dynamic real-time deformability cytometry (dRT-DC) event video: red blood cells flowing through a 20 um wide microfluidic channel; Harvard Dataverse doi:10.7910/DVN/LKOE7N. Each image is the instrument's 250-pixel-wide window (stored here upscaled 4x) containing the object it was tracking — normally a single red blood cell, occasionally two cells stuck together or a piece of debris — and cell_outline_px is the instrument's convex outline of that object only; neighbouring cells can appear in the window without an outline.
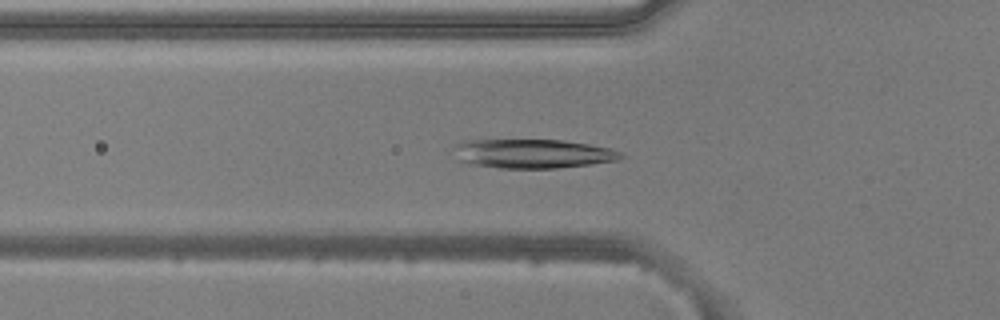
{"species": "common noctule bat (a hibernating species)", "species_latin": "Nyctalus noctula", "temperature_condition": "warm", "stored_images_in_passage": 51, "camera_frame_rate_fps": 3000, "um_per_image_px": 0.085, "animal": {"sex": "male", "body_mass_g": 20.5, "forearm_length_mm": 52.5}, "frame": {"image": 1, "passage_image": 16, "time_ms": 5.0, "image_size_px": [1000, 320], "cell_outline_px": [[624, 156], [620, 160], [592, 164], [556, 168], [500, 168], [468, 164], [460, 160], [456, 148], [456, 144], [464, 140], [480, 136], [564, 140], [588, 144], [608, 148], [620, 152]], "centroid_in_image_um": [45.19, 13.0], "position_along_channel_um": 80.6, "area_um2": 29.59}}
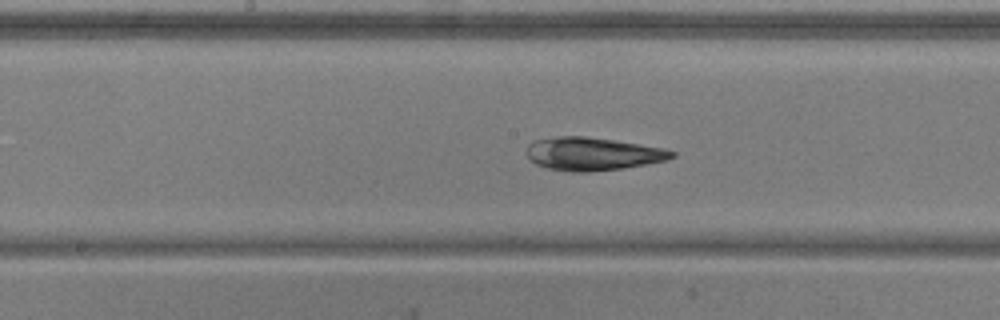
{"frame": {"image": 2, "passage_image": 25, "time_ms": 8.0, "image_size_px": [1000, 320], "cell_outline_px": [[676, 156], [668, 160], [648, 164], [624, 168], [588, 172], [572, 172], [548, 168], [536, 164], [524, 152], [524, 148], [532, 140], [556, 136], [584, 136], [612, 140], [664, 148], [676, 152]], "centroid_in_image_um": [50.35, 13.08], "position_along_channel_um": 197.9, "area_um2": 28.21}}
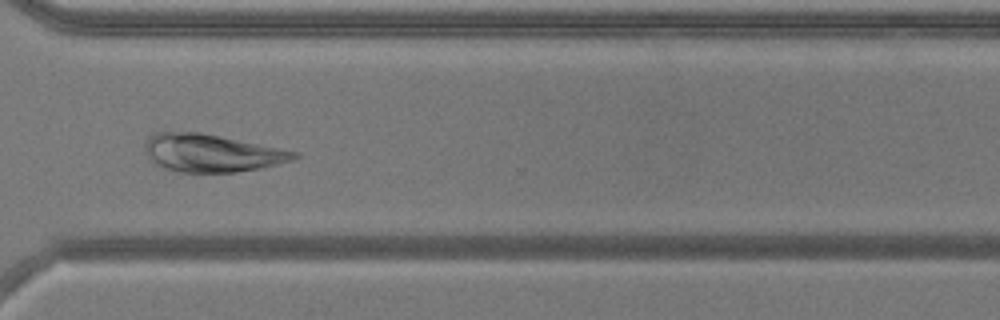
{"frame": {"image": 3, "passage_image": 37, "time_ms": 12.0, "image_size_px": [1000, 320], "cell_outline_px": [[300, 156], [292, 160], [260, 168], [236, 172], [180, 172], [164, 168], [148, 160], [144, 152], [144, 144], [148, 136], [156, 132], [200, 132], [300, 152]], "centroid_in_image_um": [17.93, 13.0], "position_along_channel_um": 352.7, "area_um2": 32.89}, "authors_computed_cell_mechanics": {"area_um2": 29.2468, "velocity_mm_per_s": 3.8782, "shape_relaxation_time_tau1_ms": 7.8186, "shape_relaxation_time_tau2_ms": 7.6981, "deformation_change_tau1": 0.1815, "deformation_change_tau2": 0.1685}}